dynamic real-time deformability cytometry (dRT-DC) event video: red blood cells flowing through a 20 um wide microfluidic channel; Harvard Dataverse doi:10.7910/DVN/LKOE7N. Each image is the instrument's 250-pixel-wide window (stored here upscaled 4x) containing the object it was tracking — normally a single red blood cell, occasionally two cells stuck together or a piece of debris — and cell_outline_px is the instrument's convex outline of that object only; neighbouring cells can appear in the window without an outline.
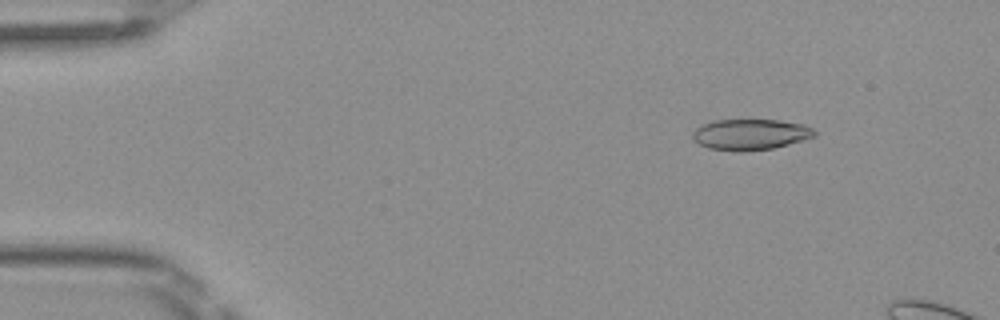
{"species": "Egyptian fruit bat (a non-hibernating species)", "species_latin": "Rousettus aegyptiacus", "temperature_condition": "room temperature", "stored_images_in_passage": 12, "camera_frame_rate_fps": 3000, "um_per_image_px": 0.085, "frame": {"image": 1, "passage_image": 6, "time_ms": 1.667, "image_size_px": [1000, 320], "cell_outline_px": [[816, 136], [804, 140], [772, 148], [744, 152], [736, 152], [708, 148], [700, 144], [692, 136], [692, 132], [700, 124], [712, 120], [780, 120], [804, 124], [812, 128], [816, 132]], "centroid_in_image_um": [63.78, 11.43], "position_along_channel_um": 21.2, "area_um2": 22.14}}